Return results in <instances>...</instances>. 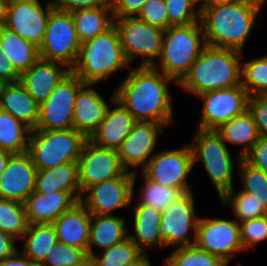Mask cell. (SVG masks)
<instances>
[{"mask_svg": "<svg viewBox=\"0 0 267 266\" xmlns=\"http://www.w3.org/2000/svg\"><path fill=\"white\" fill-rule=\"evenodd\" d=\"M176 82L156 65L131 67L115 91L118 100L136 121H152L165 127L174 123L168 85Z\"/></svg>", "mask_w": 267, "mask_h": 266, "instance_id": "1", "label": "cell"}, {"mask_svg": "<svg viewBox=\"0 0 267 266\" xmlns=\"http://www.w3.org/2000/svg\"><path fill=\"white\" fill-rule=\"evenodd\" d=\"M267 0H234L200 13L206 45L243 51Z\"/></svg>", "mask_w": 267, "mask_h": 266, "instance_id": "2", "label": "cell"}, {"mask_svg": "<svg viewBox=\"0 0 267 266\" xmlns=\"http://www.w3.org/2000/svg\"><path fill=\"white\" fill-rule=\"evenodd\" d=\"M242 55L206 45L178 85L195 96L241 85Z\"/></svg>", "mask_w": 267, "mask_h": 266, "instance_id": "3", "label": "cell"}, {"mask_svg": "<svg viewBox=\"0 0 267 266\" xmlns=\"http://www.w3.org/2000/svg\"><path fill=\"white\" fill-rule=\"evenodd\" d=\"M131 67L124 54L118 30L113 24L104 33L81 43L71 72L84 83L98 84L121 68Z\"/></svg>", "mask_w": 267, "mask_h": 266, "instance_id": "4", "label": "cell"}, {"mask_svg": "<svg viewBox=\"0 0 267 266\" xmlns=\"http://www.w3.org/2000/svg\"><path fill=\"white\" fill-rule=\"evenodd\" d=\"M205 46L201 21L169 27L164 31L158 70L178 84L189 72Z\"/></svg>", "mask_w": 267, "mask_h": 266, "instance_id": "5", "label": "cell"}, {"mask_svg": "<svg viewBox=\"0 0 267 266\" xmlns=\"http://www.w3.org/2000/svg\"><path fill=\"white\" fill-rule=\"evenodd\" d=\"M87 139L74 128L31 130L27 152L37 170L51 169L69 162H78Z\"/></svg>", "mask_w": 267, "mask_h": 266, "instance_id": "6", "label": "cell"}, {"mask_svg": "<svg viewBox=\"0 0 267 266\" xmlns=\"http://www.w3.org/2000/svg\"><path fill=\"white\" fill-rule=\"evenodd\" d=\"M191 144L193 165L201 161L220 199L234 188V161L227 144L216 130L195 129Z\"/></svg>", "mask_w": 267, "mask_h": 266, "instance_id": "7", "label": "cell"}, {"mask_svg": "<svg viewBox=\"0 0 267 266\" xmlns=\"http://www.w3.org/2000/svg\"><path fill=\"white\" fill-rule=\"evenodd\" d=\"M80 47L81 42L71 12L54 7L49 15L43 43L39 46V57L60 62L72 69Z\"/></svg>", "mask_w": 267, "mask_h": 266, "instance_id": "8", "label": "cell"}, {"mask_svg": "<svg viewBox=\"0 0 267 266\" xmlns=\"http://www.w3.org/2000/svg\"><path fill=\"white\" fill-rule=\"evenodd\" d=\"M114 25L129 62L141 57L139 66L155 65L154 58L160 57L165 30L155 29L137 17L114 19Z\"/></svg>", "mask_w": 267, "mask_h": 266, "instance_id": "9", "label": "cell"}, {"mask_svg": "<svg viewBox=\"0 0 267 266\" xmlns=\"http://www.w3.org/2000/svg\"><path fill=\"white\" fill-rule=\"evenodd\" d=\"M46 6V7H45ZM44 8L39 0H7L3 25L39 47L44 40L54 0Z\"/></svg>", "mask_w": 267, "mask_h": 266, "instance_id": "10", "label": "cell"}, {"mask_svg": "<svg viewBox=\"0 0 267 266\" xmlns=\"http://www.w3.org/2000/svg\"><path fill=\"white\" fill-rule=\"evenodd\" d=\"M85 83L70 72L39 105V118L34 130H66L73 128L76 95Z\"/></svg>", "mask_w": 267, "mask_h": 266, "instance_id": "11", "label": "cell"}, {"mask_svg": "<svg viewBox=\"0 0 267 266\" xmlns=\"http://www.w3.org/2000/svg\"><path fill=\"white\" fill-rule=\"evenodd\" d=\"M193 167V155L189 144L179 149L155 152L141 172L148 180L165 187L181 189L185 193L192 191L187 177Z\"/></svg>", "mask_w": 267, "mask_h": 266, "instance_id": "12", "label": "cell"}, {"mask_svg": "<svg viewBox=\"0 0 267 266\" xmlns=\"http://www.w3.org/2000/svg\"><path fill=\"white\" fill-rule=\"evenodd\" d=\"M136 177L137 171H124L119 177L89 187L80 202L91 215H113L117 209L132 206Z\"/></svg>", "mask_w": 267, "mask_h": 266, "instance_id": "13", "label": "cell"}, {"mask_svg": "<svg viewBox=\"0 0 267 266\" xmlns=\"http://www.w3.org/2000/svg\"><path fill=\"white\" fill-rule=\"evenodd\" d=\"M193 192H185L161 212L160 235L164 249L169 246L186 247L195 244L199 217L195 214ZM192 231L194 233L193 240Z\"/></svg>", "mask_w": 267, "mask_h": 266, "instance_id": "14", "label": "cell"}, {"mask_svg": "<svg viewBox=\"0 0 267 266\" xmlns=\"http://www.w3.org/2000/svg\"><path fill=\"white\" fill-rule=\"evenodd\" d=\"M197 97L204 102L196 129L217 130L248 110L249 95L242 85L206 92Z\"/></svg>", "mask_w": 267, "mask_h": 266, "instance_id": "15", "label": "cell"}, {"mask_svg": "<svg viewBox=\"0 0 267 266\" xmlns=\"http://www.w3.org/2000/svg\"><path fill=\"white\" fill-rule=\"evenodd\" d=\"M195 245L229 264L236 252L244 251L239 223L220 218H199Z\"/></svg>", "mask_w": 267, "mask_h": 266, "instance_id": "16", "label": "cell"}, {"mask_svg": "<svg viewBox=\"0 0 267 266\" xmlns=\"http://www.w3.org/2000/svg\"><path fill=\"white\" fill-rule=\"evenodd\" d=\"M77 163L81 197L89 187L119 177L125 171L117 150L97 146L89 139Z\"/></svg>", "mask_w": 267, "mask_h": 266, "instance_id": "17", "label": "cell"}, {"mask_svg": "<svg viewBox=\"0 0 267 266\" xmlns=\"http://www.w3.org/2000/svg\"><path fill=\"white\" fill-rule=\"evenodd\" d=\"M165 126L152 121H136L130 134L124 139L117 154L125 171L135 173L130 168L146 166L153 153L159 134L164 132ZM150 157V158H149Z\"/></svg>", "mask_w": 267, "mask_h": 266, "instance_id": "18", "label": "cell"}, {"mask_svg": "<svg viewBox=\"0 0 267 266\" xmlns=\"http://www.w3.org/2000/svg\"><path fill=\"white\" fill-rule=\"evenodd\" d=\"M36 175L28 152L11 154L0 177V198L24 203L35 190Z\"/></svg>", "mask_w": 267, "mask_h": 266, "instance_id": "19", "label": "cell"}, {"mask_svg": "<svg viewBox=\"0 0 267 266\" xmlns=\"http://www.w3.org/2000/svg\"><path fill=\"white\" fill-rule=\"evenodd\" d=\"M70 72L71 69L65 64L39 58L20 75L19 81L40 105Z\"/></svg>", "mask_w": 267, "mask_h": 266, "instance_id": "20", "label": "cell"}, {"mask_svg": "<svg viewBox=\"0 0 267 266\" xmlns=\"http://www.w3.org/2000/svg\"><path fill=\"white\" fill-rule=\"evenodd\" d=\"M111 110L108 108L105 118L88 138L97 146L117 150L130 134L136 122L133 115L118 101L116 94L110 98Z\"/></svg>", "mask_w": 267, "mask_h": 266, "instance_id": "21", "label": "cell"}, {"mask_svg": "<svg viewBox=\"0 0 267 266\" xmlns=\"http://www.w3.org/2000/svg\"><path fill=\"white\" fill-rule=\"evenodd\" d=\"M96 84L85 83L76 95L73 128L87 138L97 129L109 108L106 100L93 88Z\"/></svg>", "mask_w": 267, "mask_h": 266, "instance_id": "22", "label": "cell"}, {"mask_svg": "<svg viewBox=\"0 0 267 266\" xmlns=\"http://www.w3.org/2000/svg\"><path fill=\"white\" fill-rule=\"evenodd\" d=\"M78 202L70 192L54 191L49 194L33 192L23 204L28 224H52Z\"/></svg>", "mask_w": 267, "mask_h": 266, "instance_id": "23", "label": "cell"}, {"mask_svg": "<svg viewBox=\"0 0 267 266\" xmlns=\"http://www.w3.org/2000/svg\"><path fill=\"white\" fill-rule=\"evenodd\" d=\"M91 216L80 201L70 210L63 212L52 223L56 229L58 241L87 252Z\"/></svg>", "mask_w": 267, "mask_h": 266, "instance_id": "24", "label": "cell"}, {"mask_svg": "<svg viewBox=\"0 0 267 266\" xmlns=\"http://www.w3.org/2000/svg\"><path fill=\"white\" fill-rule=\"evenodd\" d=\"M0 110L34 130L39 118V104L20 81L3 83L0 93Z\"/></svg>", "mask_w": 267, "mask_h": 266, "instance_id": "25", "label": "cell"}, {"mask_svg": "<svg viewBox=\"0 0 267 266\" xmlns=\"http://www.w3.org/2000/svg\"><path fill=\"white\" fill-rule=\"evenodd\" d=\"M134 212V234L128 237L144 252L146 249H164V241L160 235L161 211L154 207L140 203L133 206Z\"/></svg>", "mask_w": 267, "mask_h": 266, "instance_id": "26", "label": "cell"}, {"mask_svg": "<svg viewBox=\"0 0 267 266\" xmlns=\"http://www.w3.org/2000/svg\"><path fill=\"white\" fill-rule=\"evenodd\" d=\"M54 191L70 192L78 201L81 200L77 162L37 170L34 192L49 194Z\"/></svg>", "mask_w": 267, "mask_h": 266, "instance_id": "27", "label": "cell"}, {"mask_svg": "<svg viewBox=\"0 0 267 266\" xmlns=\"http://www.w3.org/2000/svg\"><path fill=\"white\" fill-rule=\"evenodd\" d=\"M125 219L117 215H92L87 248L88 257L95 253L92 246L103 250L123 242L128 238Z\"/></svg>", "mask_w": 267, "mask_h": 266, "instance_id": "28", "label": "cell"}, {"mask_svg": "<svg viewBox=\"0 0 267 266\" xmlns=\"http://www.w3.org/2000/svg\"><path fill=\"white\" fill-rule=\"evenodd\" d=\"M0 49L21 75L40 57L39 47L0 24Z\"/></svg>", "mask_w": 267, "mask_h": 266, "instance_id": "29", "label": "cell"}, {"mask_svg": "<svg viewBox=\"0 0 267 266\" xmlns=\"http://www.w3.org/2000/svg\"><path fill=\"white\" fill-rule=\"evenodd\" d=\"M216 132L222 140L229 145H241L238 157H244L252 148L260 135L254 122L252 114L246 110L243 114L236 116L229 122L221 125Z\"/></svg>", "mask_w": 267, "mask_h": 266, "instance_id": "30", "label": "cell"}, {"mask_svg": "<svg viewBox=\"0 0 267 266\" xmlns=\"http://www.w3.org/2000/svg\"><path fill=\"white\" fill-rule=\"evenodd\" d=\"M71 14L81 43L104 33L114 24L111 6L78 9Z\"/></svg>", "mask_w": 267, "mask_h": 266, "instance_id": "31", "label": "cell"}, {"mask_svg": "<svg viewBox=\"0 0 267 266\" xmlns=\"http://www.w3.org/2000/svg\"><path fill=\"white\" fill-rule=\"evenodd\" d=\"M22 238L25 242L21 252L38 266L58 241L54 225L48 223L28 224Z\"/></svg>", "mask_w": 267, "mask_h": 266, "instance_id": "32", "label": "cell"}, {"mask_svg": "<svg viewBox=\"0 0 267 266\" xmlns=\"http://www.w3.org/2000/svg\"><path fill=\"white\" fill-rule=\"evenodd\" d=\"M30 133L28 126L0 110V149L11 154L27 152Z\"/></svg>", "mask_w": 267, "mask_h": 266, "instance_id": "33", "label": "cell"}, {"mask_svg": "<svg viewBox=\"0 0 267 266\" xmlns=\"http://www.w3.org/2000/svg\"><path fill=\"white\" fill-rule=\"evenodd\" d=\"M164 266H228L219 256L197 247L195 244L178 247L164 260Z\"/></svg>", "mask_w": 267, "mask_h": 266, "instance_id": "34", "label": "cell"}, {"mask_svg": "<svg viewBox=\"0 0 267 266\" xmlns=\"http://www.w3.org/2000/svg\"><path fill=\"white\" fill-rule=\"evenodd\" d=\"M241 85L249 97L267 96V55L242 63Z\"/></svg>", "mask_w": 267, "mask_h": 266, "instance_id": "35", "label": "cell"}, {"mask_svg": "<svg viewBox=\"0 0 267 266\" xmlns=\"http://www.w3.org/2000/svg\"><path fill=\"white\" fill-rule=\"evenodd\" d=\"M28 227L23 203L0 198V230L18 240Z\"/></svg>", "mask_w": 267, "mask_h": 266, "instance_id": "36", "label": "cell"}, {"mask_svg": "<svg viewBox=\"0 0 267 266\" xmlns=\"http://www.w3.org/2000/svg\"><path fill=\"white\" fill-rule=\"evenodd\" d=\"M144 252L128 237L123 242L92 256L95 266H129Z\"/></svg>", "mask_w": 267, "mask_h": 266, "instance_id": "37", "label": "cell"}, {"mask_svg": "<svg viewBox=\"0 0 267 266\" xmlns=\"http://www.w3.org/2000/svg\"><path fill=\"white\" fill-rule=\"evenodd\" d=\"M220 200L227 206L231 205L233 215L238 223L267 215L265 208L254 196L241 190L235 193L234 189H232Z\"/></svg>", "mask_w": 267, "mask_h": 266, "instance_id": "38", "label": "cell"}, {"mask_svg": "<svg viewBox=\"0 0 267 266\" xmlns=\"http://www.w3.org/2000/svg\"><path fill=\"white\" fill-rule=\"evenodd\" d=\"M236 165L244 186L241 191L254 196L267 211V175L251 166L242 157L237 159Z\"/></svg>", "mask_w": 267, "mask_h": 266, "instance_id": "39", "label": "cell"}, {"mask_svg": "<svg viewBox=\"0 0 267 266\" xmlns=\"http://www.w3.org/2000/svg\"><path fill=\"white\" fill-rule=\"evenodd\" d=\"M145 183L137 202L163 211L170 203L179 199L184 192L178 188H169L144 177Z\"/></svg>", "mask_w": 267, "mask_h": 266, "instance_id": "40", "label": "cell"}, {"mask_svg": "<svg viewBox=\"0 0 267 266\" xmlns=\"http://www.w3.org/2000/svg\"><path fill=\"white\" fill-rule=\"evenodd\" d=\"M88 258L84 249L57 241L39 266H77Z\"/></svg>", "mask_w": 267, "mask_h": 266, "instance_id": "41", "label": "cell"}, {"mask_svg": "<svg viewBox=\"0 0 267 266\" xmlns=\"http://www.w3.org/2000/svg\"><path fill=\"white\" fill-rule=\"evenodd\" d=\"M169 16V27L189 25L200 21L198 0H164Z\"/></svg>", "mask_w": 267, "mask_h": 266, "instance_id": "42", "label": "cell"}, {"mask_svg": "<svg viewBox=\"0 0 267 266\" xmlns=\"http://www.w3.org/2000/svg\"><path fill=\"white\" fill-rule=\"evenodd\" d=\"M244 251L267 239V215L239 223Z\"/></svg>", "mask_w": 267, "mask_h": 266, "instance_id": "43", "label": "cell"}, {"mask_svg": "<svg viewBox=\"0 0 267 266\" xmlns=\"http://www.w3.org/2000/svg\"><path fill=\"white\" fill-rule=\"evenodd\" d=\"M136 17L155 29L166 30L169 28V16L164 0H148Z\"/></svg>", "mask_w": 267, "mask_h": 266, "instance_id": "44", "label": "cell"}, {"mask_svg": "<svg viewBox=\"0 0 267 266\" xmlns=\"http://www.w3.org/2000/svg\"><path fill=\"white\" fill-rule=\"evenodd\" d=\"M248 110L252 114L260 136L267 137V96H251Z\"/></svg>", "mask_w": 267, "mask_h": 266, "instance_id": "45", "label": "cell"}, {"mask_svg": "<svg viewBox=\"0 0 267 266\" xmlns=\"http://www.w3.org/2000/svg\"><path fill=\"white\" fill-rule=\"evenodd\" d=\"M243 159L267 175V137L260 136Z\"/></svg>", "mask_w": 267, "mask_h": 266, "instance_id": "46", "label": "cell"}, {"mask_svg": "<svg viewBox=\"0 0 267 266\" xmlns=\"http://www.w3.org/2000/svg\"><path fill=\"white\" fill-rule=\"evenodd\" d=\"M148 0H110L113 19L136 17Z\"/></svg>", "mask_w": 267, "mask_h": 266, "instance_id": "47", "label": "cell"}, {"mask_svg": "<svg viewBox=\"0 0 267 266\" xmlns=\"http://www.w3.org/2000/svg\"><path fill=\"white\" fill-rule=\"evenodd\" d=\"M55 7L62 11L72 12L78 9L111 6L110 0H54Z\"/></svg>", "mask_w": 267, "mask_h": 266, "instance_id": "48", "label": "cell"}, {"mask_svg": "<svg viewBox=\"0 0 267 266\" xmlns=\"http://www.w3.org/2000/svg\"><path fill=\"white\" fill-rule=\"evenodd\" d=\"M20 80V74L0 49V82L10 83Z\"/></svg>", "mask_w": 267, "mask_h": 266, "instance_id": "49", "label": "cell"}, {"mask_svg": "<svg viewBox=\"0 0 267 266\" xmlns=\"http://www.w3.org/2000/svg\"><path fill=\"white\" fill-rule=\"evenodd\" d=\"M17 241L11 235L0 230V261L12 257L19 250Z\"/></svg>", "mask_w": 267, "mask_h": 266, "instance_id": "50", "label": "cell"}, {"mask_svg": "<svg viewBox=\"0 0 267 266\" xmlns=\"http://www.w3.org/2000/svg\"><path fill=\"white\" fill-rule=\"evenodd\" d=\"M0 266H38L27 258L20 250L12 257L0 261Z\"/></svg>", "mask_w": 267, "mask_h": 266, "instance_id": "51", "label": "cell"}, {"mask_svg": "<svg viewBox=\"0 0 267 266\" xmlns=\"http://www.w3.org/2000/svg\"><path fill=\"white\" fill-rule=\"evenodd\" d=\"M232 1H234V0H198V7H199V11L201 13L204 9H206L208 7L222 5L225 3L232 2Z\"/></svg>", "mask_w": 267, "mask_h": 266, "instance_id": "52", "label": "cell"}, {"mask_svg": "<svg viewBox=\"0 0 267 266\" xmlns=\"http://www.w3.org/2000/svg\"><path fill=\"white\" fill-rule=\"evenodd\" d=\"M147 253H144L129 266H152Z\"/></svg>", "mask_w": 267, "mask_h": 266, "instance_id": "53", "label": "cell"}, {"mask_svg": "<svg viewBox=\"0 0 267 266\" xmlns=\"http://www.w3.org/2000/svg\"><path fill=\"white\" fill-rule=\"evenodd\" d=\"M10 155H11V153L0 149V177H1V174L3 173V171L5 169L7 160L10 157Z\"/></svg>", "mask_w": 267, "mask_h": 266, "instance_id": "54", "label": "cell"}, {"mask_svg": "<svg viewBox=\"0 0 267 266\" xmlns=\"http://www.w3.org/2000/svg\"><path fill=\"white\" fill-rule=\"evenodd\" d=\"M7 0H0V24L3 23Z\"/></svg>", "mask_w": 267, "mask_h": 266, "instance_id": "55", "label": "cell"}, {"mask_svg": "<svg viewBox=\"0 0 267 266\" xmlns=\"http://www.w3.org/2000/svg\"><path fill=\"white\" fill-rule=\"evenodd\" d=\"M77 266H95V263L92 257H88L85 261H83L81 264Z\"/></svg>", "mask_w": 267, "mask_h": 266, "instance_id": "56", "label": "cell"}, {"mask_svg": "<svg viewBox=\"0 0 267 266\" xmlns=\"http://www.w3.org/2000/svg\"><path fill=\"white\" fill-rule=\"evenodd\" d=\"M2 86H3V83L0 82V93H1Z\"/></svg>", "mask_w": 267, "mask_h": 266, "instance_id": "57", "label": "cell"}]
</instances>
